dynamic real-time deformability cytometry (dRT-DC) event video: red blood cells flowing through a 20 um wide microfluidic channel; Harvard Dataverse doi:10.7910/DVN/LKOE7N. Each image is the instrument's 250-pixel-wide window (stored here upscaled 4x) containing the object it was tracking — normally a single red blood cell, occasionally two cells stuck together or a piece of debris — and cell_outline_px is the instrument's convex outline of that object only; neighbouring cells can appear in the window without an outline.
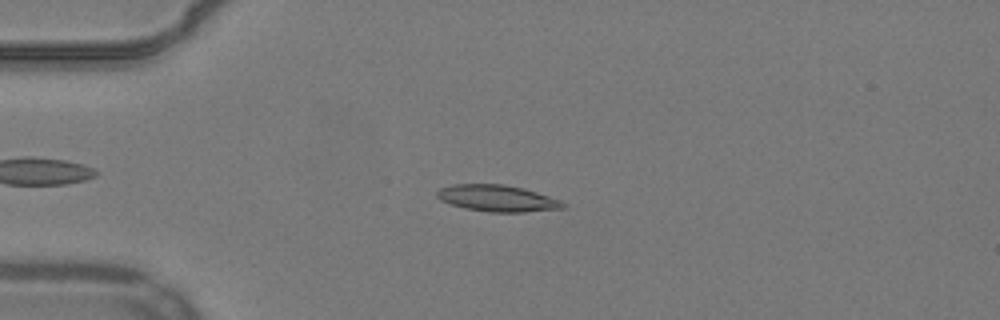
{"species": "common noctule bat (a hibernating species)", "species_latin": "Nyctalus noctula", "temperature_condition": "warm", "stored_images_in_passage": 45, "camera_frame_rate_fps": 3000, "um_per_image_px": 0.085, "animal": {"sex": "male", "body_mass_g": 19.2, "forearm_length_mm": 51.8}, "frame": {"image": 1, "passage_image": 5, "time_ms": 1.333, "image_size_px": [1000, 320], "cell_outline_px": [[564, 208], [524, 212], [488, 212], [464, 208], [440, 200], [436, 196], [436, 192], [440, 188], [452, 184], [504, 184], [536, 192], [560, 200], [564, 204]], "centroid_in_image_um": [42.22, 16.85], "position_along_channel_um": 42.8, "area_um2": 19.31}}
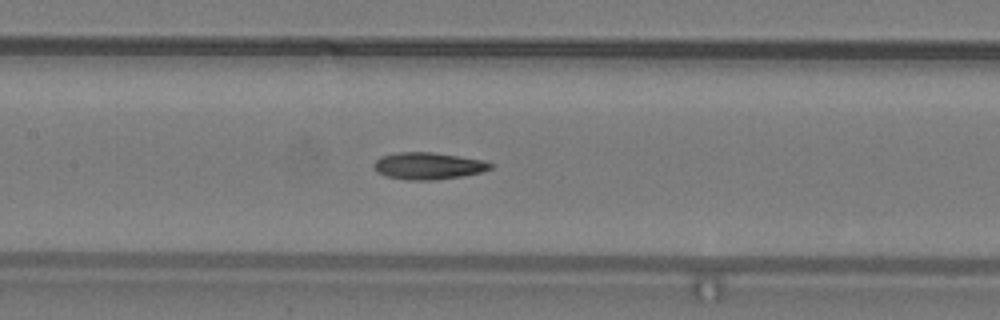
{"frame": {"image": 2, "passage_image": 17, "time_ms": 5.333, "image_size_px": [1000, 320], "cell_outline_px": [[496, 164], [492, 168], [480, 172], [460, 176], [436, 180], [408, 180], [388, 176], [376, 172], [372, 164], [380, 156], [396, 152], [432, 152], [480, 160]], "centroid_in_image_um": [36.35, 14.1], "position_along_channel_um": 171.0, "area_um2": 18.21}}
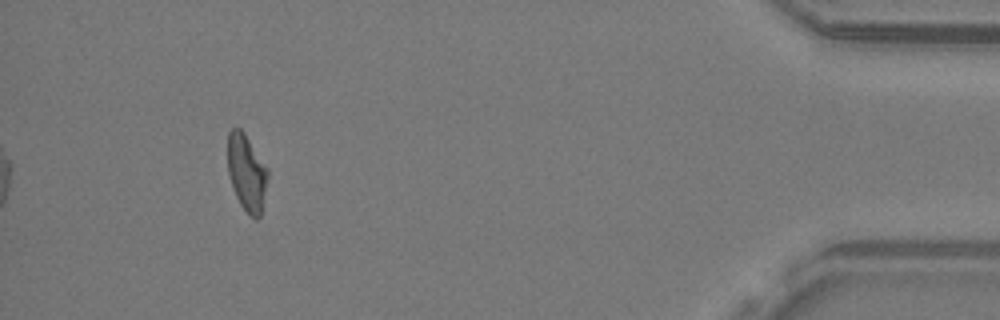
{"frame": {"image": 3, "passage_image": 41, "time_ms": 13.333, "image_size_px": [1000, 320], "cell_outline_px": [[268, 176], [260, 216], [256, 220], [248, 216], [240, 204], [236, 196], [228, 172], [228, 132], [232, 128], [240, 128], [244, 132], [268, 168]], "centroid_in_image_um": [20.97, 14.68], "position_along_channel_um": 414.2, "area_um2": 17.86}, "authors_computed_cell_mechanics": {"area_um2": 18.3226, "velocity_mm_per_s": 3.8699, "shape_relaxation_time_tau1_ms": 8.8165, "shape_relaxation_time_tau2_ms": 3.7009, "deformation_change_tau1": 0.214, "deformation_change_tau2": 0.1083}}